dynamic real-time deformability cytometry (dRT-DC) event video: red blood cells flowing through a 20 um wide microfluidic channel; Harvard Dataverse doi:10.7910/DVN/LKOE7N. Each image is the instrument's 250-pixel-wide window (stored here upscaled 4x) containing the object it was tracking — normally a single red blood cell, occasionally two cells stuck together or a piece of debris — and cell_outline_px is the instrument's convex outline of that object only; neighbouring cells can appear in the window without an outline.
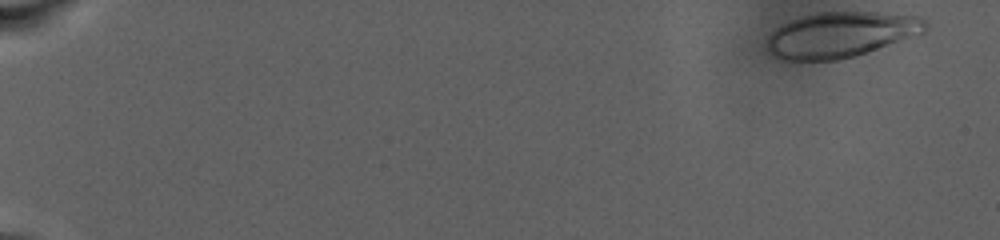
{"species": "human", "species_latin": "Homo sapiens", "temperature_condition": "warm", "stored_images_in_passage": 77, "camera_frame_rate_fps": 3000, "um_per_image_px": 0.085, "donor": {"sex": "male"}, "frame": {"image": 1, "passage_image": 1, "time_ms": 0.0, "image_size_px": [1000, 240], "cell_outline_px": [[928, 28], [924, 32], [868, 52], [856, 56], [840, 60], [784, 60], [768, 52], [764, 44], [768, 36], [776, 28], [792, 20], [804, 16], [820, 12], [876, 12], [924, 16], [928, 20]], "centroid_in_image_um": [71.5, 2.94], "position_along_channel_um": 13.5, "area_um2": 42.19}}
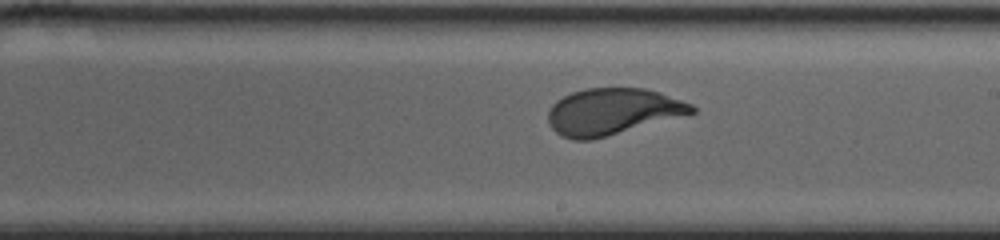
{"frame": {"image": 2, "passage_image": 51, "time_ms": 16.667, "image_size_px": [1000, 240], "cell_outline_px": [[696, 112], [608, 136], [592, 140], [572, 140], [560, 136], [548, 124], [548, 112], [552, 104], [556, 100], [572, 92], [584, 88], [644, 88], [660, 92], [692, 104], [696, 108]], "centroid_in_image_um": [52.03, 9.49], "position_along_channel_um": 237.0, "area_um2": 39.02}}
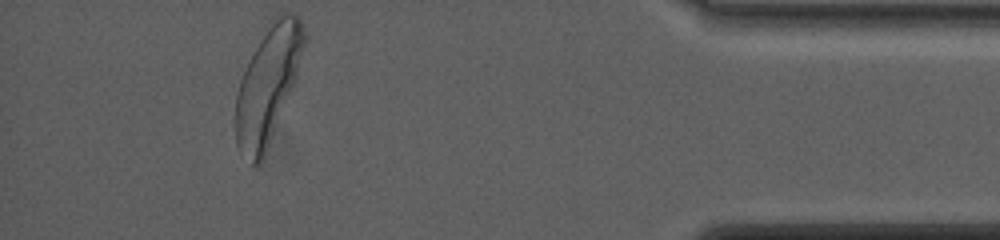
{"frame": {"image": 3, "passage_image": 77, "time_ms": 25.333, "image_size_px": [1000, 240], "cell_outline_px": [[308, 36], [296, 76], [264, 156], [260, 164], [252, 164], [236, 144], [232, 120], [236, 92], [240, 80], [260, 40], [272, 20], [280, 12], [288, 12], [296, 16], [300, 20]], "centroid_in_image_um": [22.74, 7.22], "position_along_channel_um": 412.5, "area_um2": 46.01}, "authors_computed_cell_mechanics": {"area_um2": 40.8068, "velocity_mm_per_s": 2.5113, "shape_relaxation_time_tau1_ms": 4.1259, "shape_relaxation_time_tau2_ms": null, "deformation_change_tau1": 0.1635, "deformation_change_tau2": null}}